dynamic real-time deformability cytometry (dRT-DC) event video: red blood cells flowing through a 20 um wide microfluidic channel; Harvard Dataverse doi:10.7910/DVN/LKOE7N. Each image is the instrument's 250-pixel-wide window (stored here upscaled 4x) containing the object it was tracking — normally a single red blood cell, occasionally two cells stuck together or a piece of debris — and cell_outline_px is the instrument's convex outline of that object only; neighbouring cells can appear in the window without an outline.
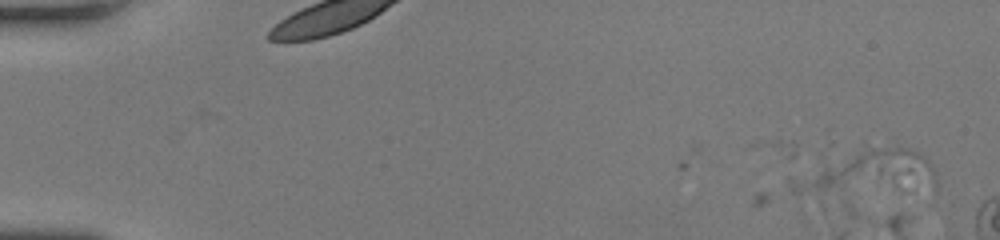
{"species": "human", "species_latin": "Homo sapiens", "temperature_condition": "room temperature", "stored_images_in_passage": 5, "camera_frame_rate_fps": 3000, "um_per_image_px": 0.085, "donor": {"sex": "female"}, "frame": {"image": 1, "passage_image": 1, "time_ms": 0.0, "image_size_px": [1000, 240], "cell_outline_px": [[936, 188], [800, 192], [792, 192], [784, 180], [788, 176], [864, 144], [908, 148], [920, 152], [928, 160], [936, 172]], "centroid_in_image_um": [73.69, 14.57], "position_along_channel_um": 11.3, "area_um2": 37.51}}